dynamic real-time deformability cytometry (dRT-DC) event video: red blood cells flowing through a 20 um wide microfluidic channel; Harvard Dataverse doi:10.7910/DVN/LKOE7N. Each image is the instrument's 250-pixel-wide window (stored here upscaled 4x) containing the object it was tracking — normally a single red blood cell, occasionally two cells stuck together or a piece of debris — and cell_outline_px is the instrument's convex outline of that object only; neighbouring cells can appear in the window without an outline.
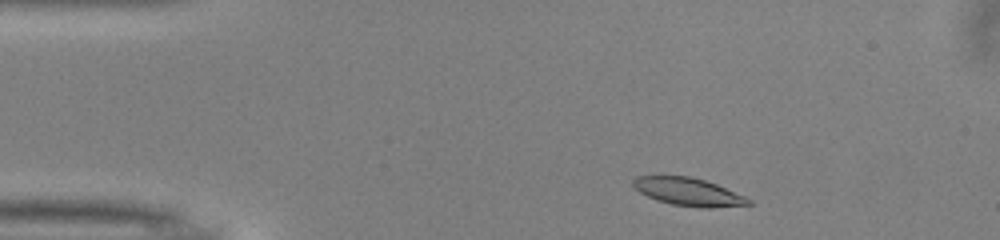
{"species": "common noctule bat (a hibernating species)", "species_latin": "Nyctalus noctula", "temperature_condition": "warm", "stored_images_in_passage": 46, "camera_frame_rate_fps": 3000, "um_per_image_px": 0.085, "animal": {"sex": "male", "body_mass_g": 13.0, "forearm_length_mm": 53.1}, "frame": {"image": 1, "passage_image": 3, "time_ms": 0.667, "image_size_px": [1000, 240], "cell_outline_px": [[752, 204], [708, 208], [700, 208], [672, 204], [656, 200], [640, 192], [632, 184], [632, 180], [636, 176], [692, 176], [716, 184], [744, 196], [752, 200]], "centroid_in_image_um": [58.5, 16.3], "position_along_channel_um": 26.5, "area_um2": 18.61}}
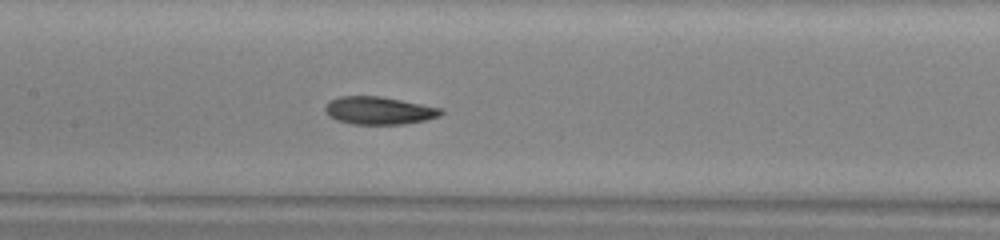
{"frame": {"image": 2, "passage_image": 19, "time_ms": 6.0, "image_size_px": [1000, 240], "cell_outline_px": [[444, 112], [440, 116], [424, 120], [404, 124], [352, 124], [336, 120], [328, 116], [324, 112], [324, 108], [328, 100], [340, 96], [380, 96], [440, 108]], "centroid_in_image_um": [32.14, 9.4], "position_along_channel_um": 175.3, "area_um2": 18.73}}
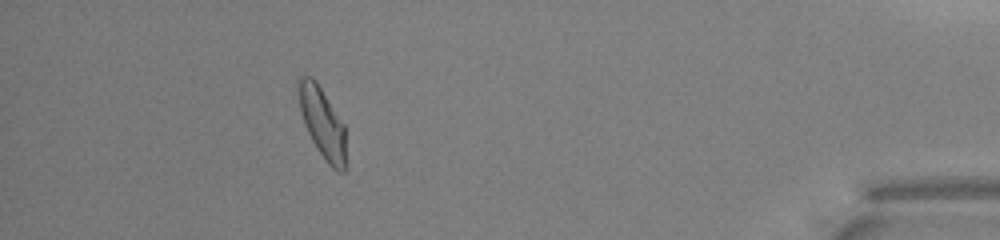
{"frame": {"image": 3, "passage_image": 41, "time_ms": 13.333, "image_size_px": [1000, 240], "cell_outline_px": [[344, 172], [336, 172], [324, 160], [316, 148], [304, 124], [300, 112], [296, 88], [296, 80], [300, 76], [312, 76], [316, 80], [344, 124]], "centroid_in_image_um": [27.34, 10.37], "position_along_channel_um": 407.9, "area_um2": 19.59}, "authors_computed_cell_mechanics": {"area_um2": 19.0162, "velocity_mm_per_s": 3.9726, "shape_relaxation_time_tau1_ms": 3.3669, "shape_relaxation_time_tau2_ms": 2.5558, "deformation_change_tau1": 0.1481, "deformation_change_tau2": 0.0884}}